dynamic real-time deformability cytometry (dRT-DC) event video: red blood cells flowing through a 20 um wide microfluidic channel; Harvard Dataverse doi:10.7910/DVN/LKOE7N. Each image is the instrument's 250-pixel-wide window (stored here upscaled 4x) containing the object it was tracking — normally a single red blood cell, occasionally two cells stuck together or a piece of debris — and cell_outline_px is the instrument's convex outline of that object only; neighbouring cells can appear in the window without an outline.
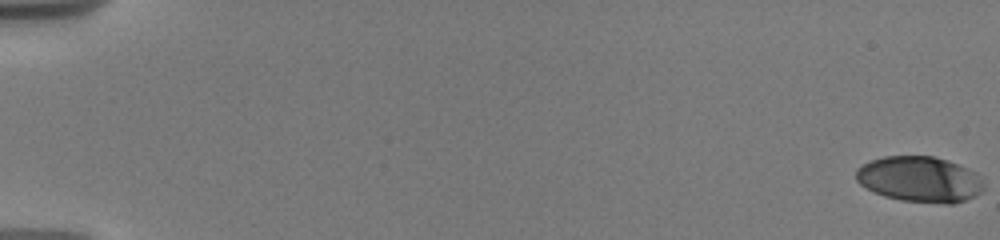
{"species": "human", "species_latin": "Homo sapiens", "temperature_condition": "warm", "stored_images_in_passage": 41, "camera_frame_rate_fps": 3000, "um_per_image_px": 0.085, "donor": {"sex": "male"}, "frame": {"image": 1, "passage_image": 1, "time_ms": 0.0, "image_size_px": [1000, 240], "cell_outline_px": [[984, 188], [976, 196], [952, 204], [944, 204], [900, 200], [884, 196], [860, 184], [856, 180], [856, 168], [872, 160], [884, 156], [932, 156], [948, 160], [976, 172], [984, 184]], "centroid_in_image_um": [78.19, 15.24], "position_along_channel_um": 6.8, "area_um2": 33.99}}
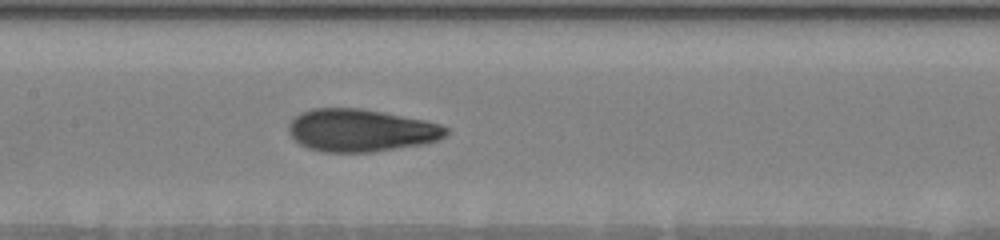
{"frame": {"image": 2, "passage_image": 19, "time_ms": 9.667, "image_size_px": [1000, 240], "cell_outline_px": [[448, 132], [444, 136], [436, 140], [420, 144], [372, 152], [324, 152], [308, 148], [292, 140], [288, 132], [288, 124], [300, 112], [312, 108], [360, 108], [424, 120], [440, 124], [448, 128]], "centroid_in_image_um": [30.6, 11.08], "position_along_channel_um": 176.8, "area_um2": 38.9}}
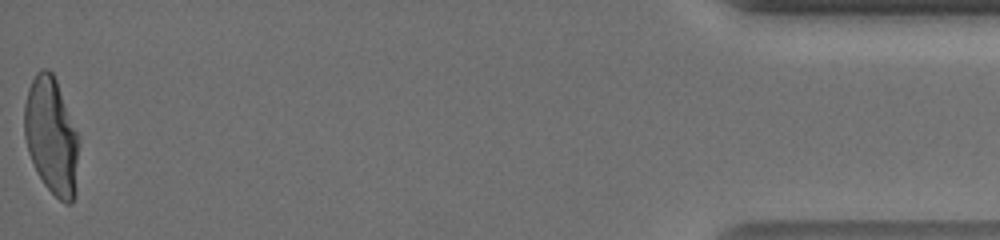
{"frame": {"image": 3, "passage_image": 41, "time_ms": 18.667, "image_size_px": [1000, 240], "cell_outline_px": [[76, 192], [72, 204], [64, 204], [44, 184], [36, 172], [28, 152], [24, 136], [24, 104], [28, 88], [36, 72], [40, 68], [48, 68], [52, 72], [56, 80], [76, 132]], "centroid_in_image_um": [4.32, 11.56], "position_along_channel_um": 430.9, "area_um2": 36.47}, "authors_computed_cell_mechanics": {"area_um2": 37.3388, "velocity_mm_per_s": 3.7048, "shape_relaxation_time_tau1_ms": 6.4529, "shape_relaxation_time_tau2_ms": 0.719, "deformation_change_tau1": 0.2183, "deformation_change_tau2": 0.0624}}